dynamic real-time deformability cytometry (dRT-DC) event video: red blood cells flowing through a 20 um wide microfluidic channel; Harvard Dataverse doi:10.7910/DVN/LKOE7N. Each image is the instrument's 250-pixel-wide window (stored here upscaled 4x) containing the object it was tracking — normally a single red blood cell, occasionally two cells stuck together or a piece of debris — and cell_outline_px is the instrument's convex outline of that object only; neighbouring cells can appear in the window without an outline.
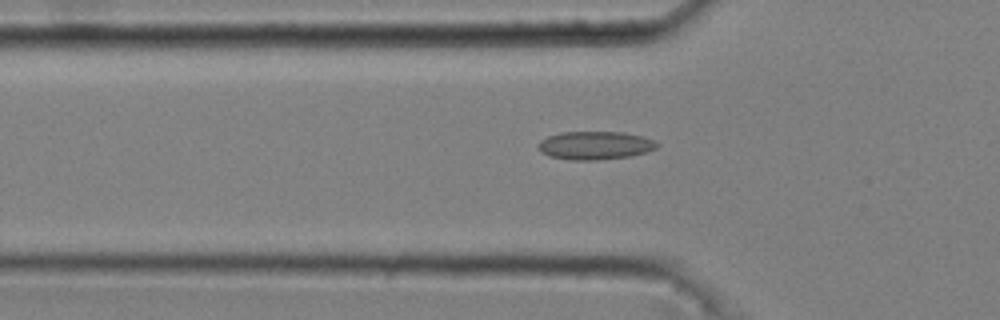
{"species": "common noctule bat (a hibernating species)", "species_latin": "Nyctalus noctula", "temperature_condition": "cold", "stored_images_in_passage": 47, "camera_frame_rate_fps": 3000, "um_per_image_px": 0.085, "animal": {"sex": "male", "body_mass_g": 20.4}, "frame": {"image": 1, "passage_image": 17, "time_ms": 5.333, "image_size_px": [1000, 320], "cell_outline_px": [[660, 144], [656, 148], [632, 156], [596, 160], [572, 160], [548, 156], [540, 152], [540, 140], [548, 136], [560, 132], [624, 132], [644, 136]], "centroid_in_image_um": [50.59, 12.36], "position_along_channel_um": 75.2, "area_um2": 19.54}}
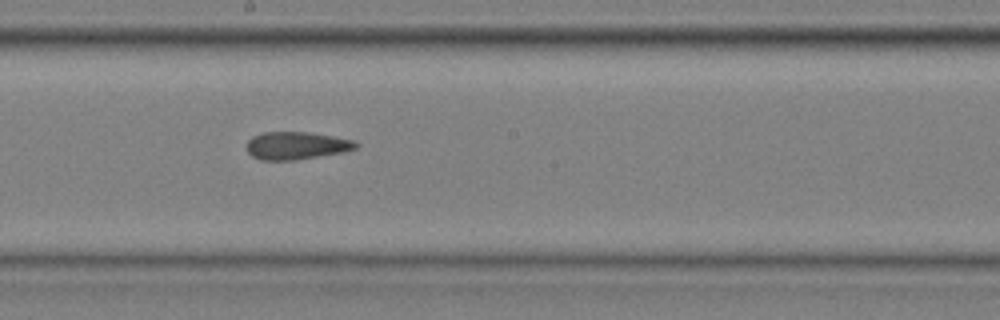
{"frame": {"image": 2, "passage_image": 29, "time_ms": 9.333, "image_size_px": [1000, 320], "cell_outline_px": [[360, 144], [356, 148], [344, 152], [296, 160], [260, 160], [252, 156], [248, 152], [248, 140], [252, 136], [264, 132], [308, 132], [332, 136], [352, 140]], "centroid_in_image_um": [25.19, 12.38], "position_along_channel_um": 223.0, "area_um2": 17.57}}
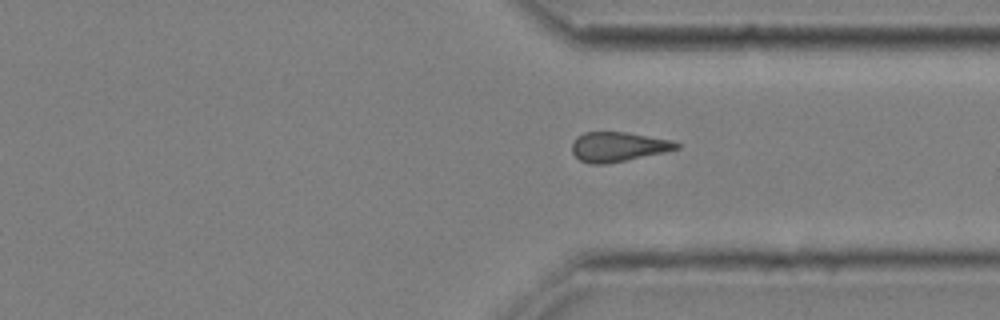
{"frame": {"image": 3, "passage_image": 40, "time_ms": 13.0, "image_size_px": [1000, 320], "cell_outline_px": [[680, 148], [664, 152], [608, 164], [588, 164], [580, 160], [572, 152], [572, 144], [576, 136], [584, 132], [624, 132], [672, 140], [680, 144]], "centroid_in_image_um": [52.52, 12.48], "position_along_channel_um": 358.9, "area_um2": 18.03}, "authors_computed_cell_mechanics": {"area_um2": 18.7272, "velocity_mm_per_s": 3.6853, "shape_relaxation_time_tau1_ms": null, "shape_relaxation_time_tau2_ms": 4.5471, "deformation_change_tau1": null, "deformation_change_tau2": 0.1371}}